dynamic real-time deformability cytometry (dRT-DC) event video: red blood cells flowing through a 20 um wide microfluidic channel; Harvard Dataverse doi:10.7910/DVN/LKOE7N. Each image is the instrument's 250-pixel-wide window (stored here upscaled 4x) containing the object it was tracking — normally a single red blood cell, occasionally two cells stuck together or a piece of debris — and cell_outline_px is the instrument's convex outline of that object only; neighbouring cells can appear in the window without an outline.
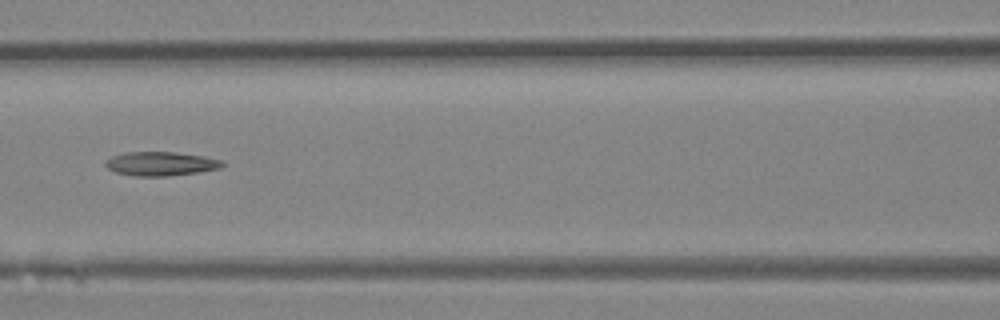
{"species": "Egyptian fruit bat (a non-hibernating species)", "species_latin": "Rousettus aegyptiacus", "temperature_condition": "room temperature", "stored_images_in_passage": 4, "camera_frame_rate_fps": 3000, "um_per_image_px": 0.085, "animal": {"sex": "female"}, "frame": {"image": 1, "passage_image": 4, "time_ms": 1.0, "image_size_px": [1000, 320], "cell_outline_px": [[224, 164], [220, 168], [196, 172], [168, 176], [136, 176], [116, 172], [108, 168], [104, 164], [104, 160], [112, 156], [124, 152], [176, 152], [204, 156], [224, 160]], "centroid_in_image_um": [13.65, 13.9], "position_along_channel_um": 152.9, "area_um2": 16.36}}